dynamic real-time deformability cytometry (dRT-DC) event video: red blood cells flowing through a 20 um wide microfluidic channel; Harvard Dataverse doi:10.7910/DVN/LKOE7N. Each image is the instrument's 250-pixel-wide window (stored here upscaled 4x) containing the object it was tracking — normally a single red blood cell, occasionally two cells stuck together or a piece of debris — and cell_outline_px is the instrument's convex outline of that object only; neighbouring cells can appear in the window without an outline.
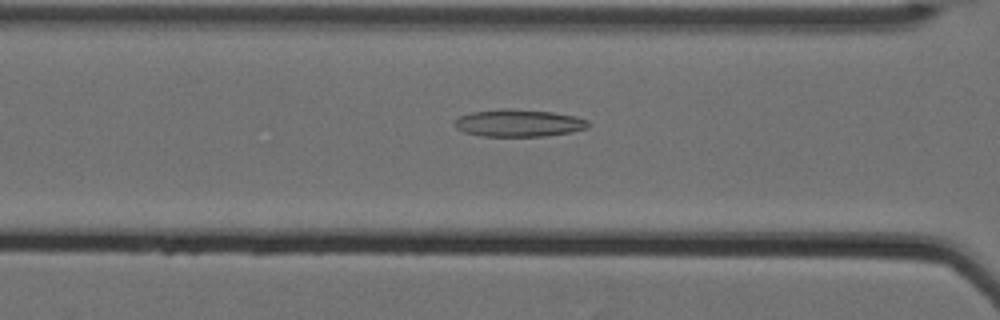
{"species": "Egyptian fruit bat (a non-hibernating species)", "species_latin": "Rousettus aegyptiacus", "temperature_condition": "cold", "stored_images_in_passage": 56, "camera_frame_rate_fps": 3000, "um_per_image_px": 0.085, "animal": {"sex": "female"}, "frame": {"image": 1, "passage_image": 30, "time_ms": 9.667, "image_size_px": [1000, 320], "cell_outline_px": [[592, 124], [588, 128], [572, 132], [544, 136], [480, 136], [464, 132], [456, 128], [456, 120], [460, 116], [472, 112], [508, 108], [552, 112], [576, 116], [588, 120]], "centroid_in_image_um": [44.15, 10.46], "position_along_channel_um": 122.5, "area_um2": 21.27}}
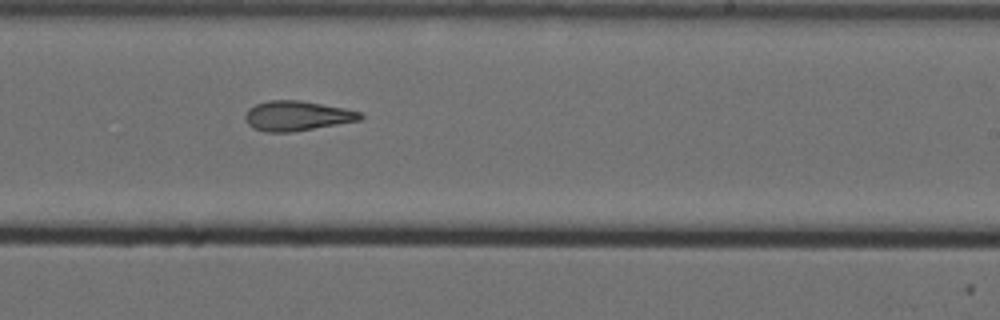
{"frame": {"image": 2, "passage_image": 42, "time_ms": 13.667, "image_size_px": [1000, 320], "cell_outline_px": [[364, 116], [360, 120], [292, 132], [264, 132], [252, 128], [244, 120], [244, 116], [248, 108], [256, 104], [268, 100], [300, 100], [344, 108], [360, 112]], "centroid_in_image_um": [25.19, 9.85], "position_along_channel_um": 263.8, "area_um2": 20.06}}
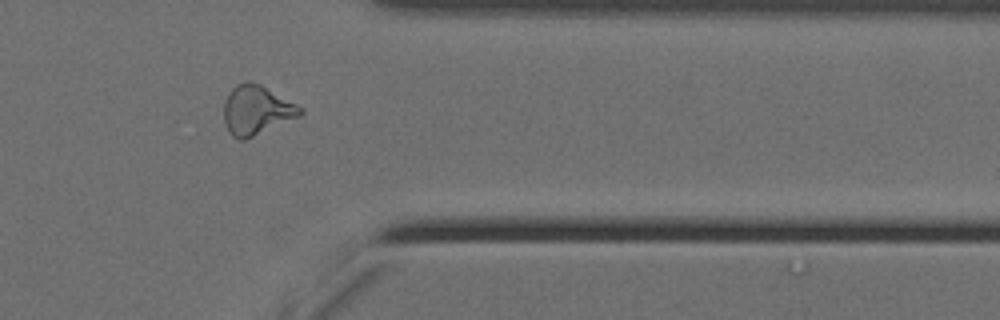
{"frame": {"image": 3, "passage_image": 53, "time_ms": 17.333, "image_size_px": [1000, 320], "cell_outline_px": [[304, 112], [300, 116], [244, 140], [240, 140], [232, 136], [228, 132], [224, 124], [224, 104], [228, 92], [236, 84], [248, 80], [260, 84], [304, 108]], "centroid_in_image_um": [21.79, 9.35], "position_along_channel_um": 389.6, "area_um2": 22.02}, "authors_computed_cell_mechanics": {"area_um2": 21.9929, "velocity_mm_per_s": 3.5191, "shape_relaxation_time_tau1_ms": null, "shape_relaxation_time_tau2_ms": 3.5303, "deformation_change_tau1": null, "deformation_change_tau2": 0.1295}}